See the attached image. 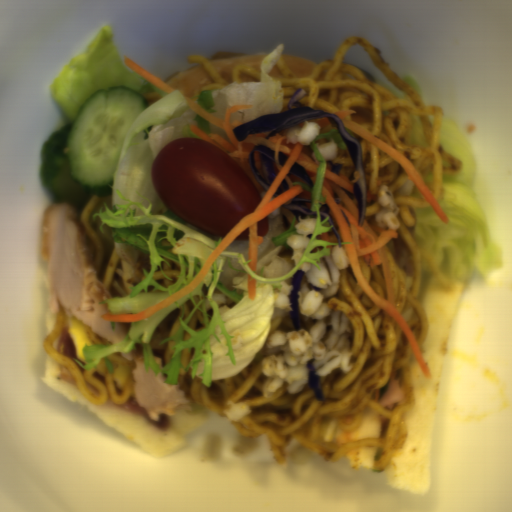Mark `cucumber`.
<instances>
[{
  "label": "cucumber",
  "mask_w": 512,
  "mask_h": 512,
  "mask_svg": "<svg viewBox=\"0 0 512 512\" xmlns=\"http://www.w3.org/2000/svg\"><path fill=\"white\" fill-rule=\"evenodd\" d=\"M150 104L125 85L101 88L79 107L71 124L53 129L41 144L40 178L45 193L77 213L93 196L112 190L123 141Z\"/></svg>",
  "instance_id": "cucumber-1"
}]
</instances>
